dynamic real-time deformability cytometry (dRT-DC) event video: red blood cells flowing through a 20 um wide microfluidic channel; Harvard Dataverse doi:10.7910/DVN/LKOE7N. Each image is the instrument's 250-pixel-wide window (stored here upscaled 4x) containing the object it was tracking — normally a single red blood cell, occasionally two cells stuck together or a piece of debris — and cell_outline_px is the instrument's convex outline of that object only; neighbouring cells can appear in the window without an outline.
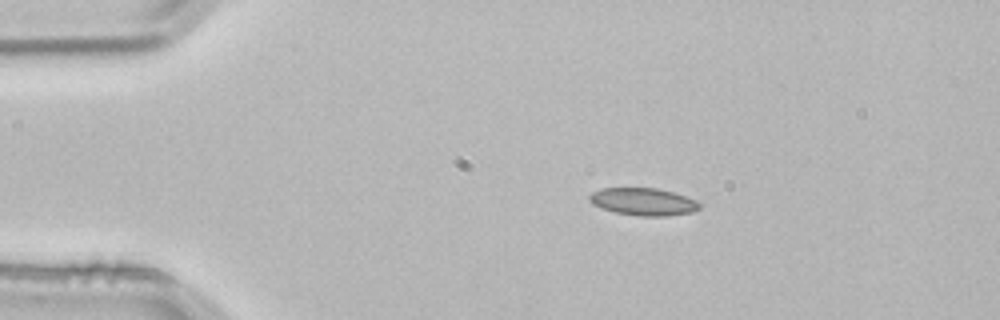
{"species": "common noctule bat (a hibernating species)", "species_latin": "Nyctalus noctula", "temperature_condition": "room temperature", "stored_images_in_passage": 2, "camera_frame_rate_fps": 3000, "um_per_image_px": 0.085, "animal": {"sex": "male", "body_mass_g": 21.5, "forearm_length_mm": 52.0}, "frame": {"image": 1, "passage_image": 1, "time_ms": 0.0, "image_size_px": [1000, 320], "cell_outline_px": [[700, 208], [692, 212], [664, 216], [640, 216], [616, 212], [592, 204], [588, 200], [588, 196], [592, 192], [600, 188], [656, 188], [672, 192], [696, 200], [700, 204]], "centroid_in_image_um": [54.66, 17.14], "position_along_channel_um": 30.3, "area_um2": 17.46}}